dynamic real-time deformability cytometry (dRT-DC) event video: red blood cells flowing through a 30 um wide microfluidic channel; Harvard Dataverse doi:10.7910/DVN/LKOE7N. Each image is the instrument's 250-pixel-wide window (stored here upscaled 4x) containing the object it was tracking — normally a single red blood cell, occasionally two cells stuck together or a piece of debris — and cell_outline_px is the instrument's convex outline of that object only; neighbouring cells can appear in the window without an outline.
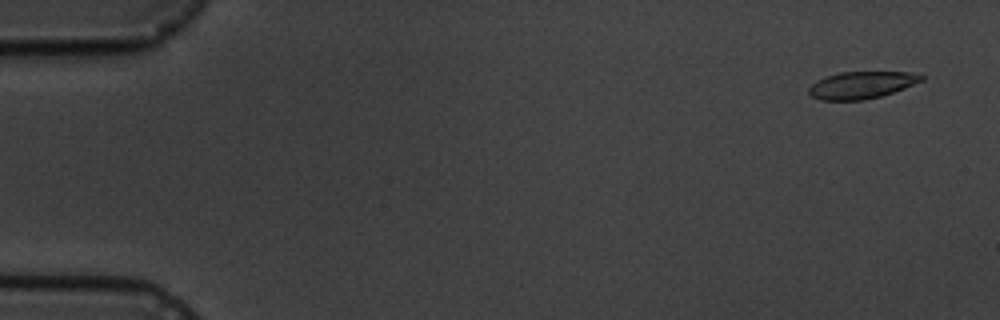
{"species": "common noctule bat (a hibernating species)", "species_latin": "Nyctalus noctula", "temperature_condition": "cold", "stored_images_in_passage": 3, "camera_frame_rate_fps": 3000, "um_per_image_px": 0.085, "animal": {"sex": "male", "body_mass_g": 19.5, "forearm_length_mm": 54.6}, "frame": {"image": 1, "passage_image": 1, "time_ms": 0.0, "image_size_px": [1000, 320], "cell_outline_px": [[924, 80], [904, 88], [880, 96], [864, 100], [820, 100], [812, 96], [808, 92], [808, 88], [816, 80], [824, 76], [840, 72], [912, 72], [924, 76]], "centroid_in_image_um": [73.2, 7.22], "position_along_channel_um": 11.8, "area_um2": 17.8}}